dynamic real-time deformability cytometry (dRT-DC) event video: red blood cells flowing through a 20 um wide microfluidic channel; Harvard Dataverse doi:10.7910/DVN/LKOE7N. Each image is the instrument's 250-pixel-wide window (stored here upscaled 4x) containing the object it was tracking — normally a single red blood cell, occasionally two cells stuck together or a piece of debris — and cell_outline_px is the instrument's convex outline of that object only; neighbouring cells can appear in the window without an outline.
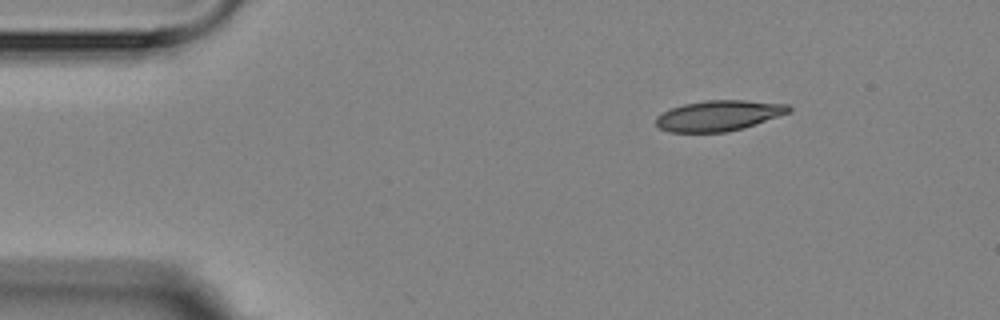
{"species": "Egyptian fruit bat (a non-hibernating species)", "species_latin": "Rousettus aegyptiacus", "temperature_condition": "room temperature", "stored_images_in_passage": 4, "camera_frame_rate_fps": 3000, "um_per_image_px": 0.085, "animal": {"sex": "female"}, "frame": {"image": 1, "passage_image": 1, "time_ms": 0.0, "image_size_px": [1000, 320], "cell_outline_px": [[792, 112], [744, 128], [728, 132], [668, 132], [660, 128], [656, 124], [656, 116], [672, 108], [684, 104], [704, 100], [744, 100], [788, 104], [792, 108]], "centroid_in_image_um": [61.13, 9.83], "position_along_channel_um": 23.9, "area_um2": 23.76}}
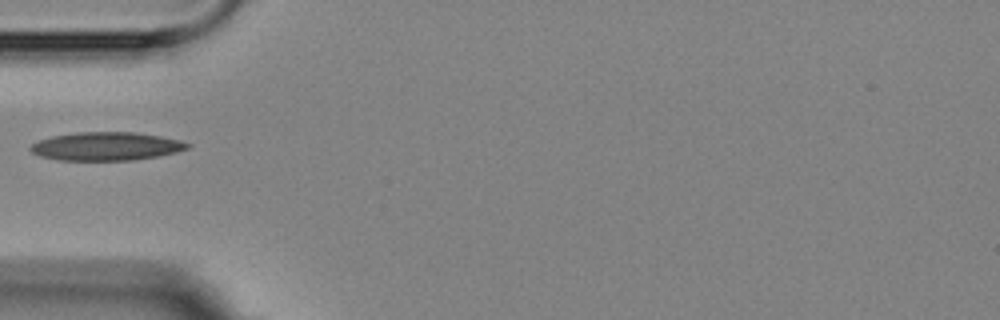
{"frame": {"image": 2, "passage_image": 4, "time_ms": 3.333, "image_size_px": [1000, 320], "cell_outline_px": [[192, 144], [188, 148], [176, 152], [160, 156], [132, 160], [60, 160], [40, 156], [32, 152], [28, 148], [32, 144], [40, 140], [52, 136], [76, 132], [136, 132], [160, 136], [180, 140]], "centroid_in_image_um": [9.05, 12.43], "position_along_channel_um": 76.0, "area_um2": 25.95}}